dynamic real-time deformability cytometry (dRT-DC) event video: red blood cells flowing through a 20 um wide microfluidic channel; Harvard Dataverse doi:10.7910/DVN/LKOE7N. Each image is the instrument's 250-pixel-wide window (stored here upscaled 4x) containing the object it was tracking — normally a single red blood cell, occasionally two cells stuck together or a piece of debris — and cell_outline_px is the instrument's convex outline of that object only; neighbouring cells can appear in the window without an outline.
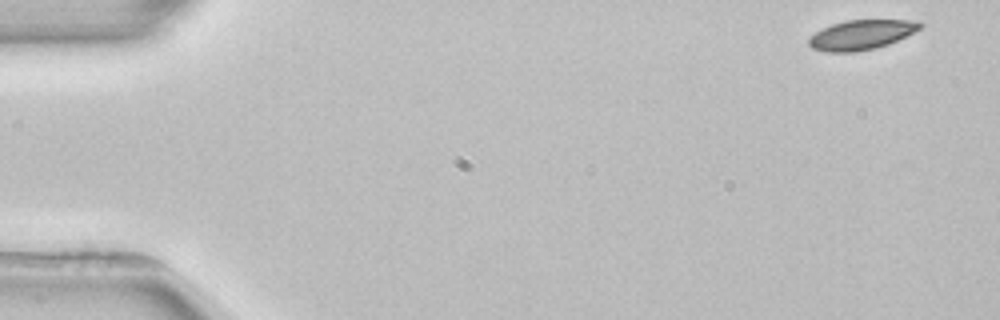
{"species": "common noctule bat (a hibernating species)", "species_latin": "Nyctalus noctula", "temperature_condition": "room temperature", "stored_images_in_passage": 3, "camera_frame_rate_fps": 3000, "um_per_image_px": 0.085, "animal": {"sex": "female", "body_mass_g": 22.7, "forearm_length_mm": 54.2}, "frame": {"image": 1, "passage_image": 1, "time_ms": 0.0, "image_size_px": [1000, 320], "cell_outline_px": [[924, 24], [920, 28], [888, 44], [876, 48], [856, 52], [828, 52], [812, 48], [808, 44], [808, 40], [816, 32], [832, 24], [844, 20], [920, 20]], "centroid_in_image_um": [73.21, 2.95], "position_along_channel_um": 11.8, "area_um2": 19.07}}
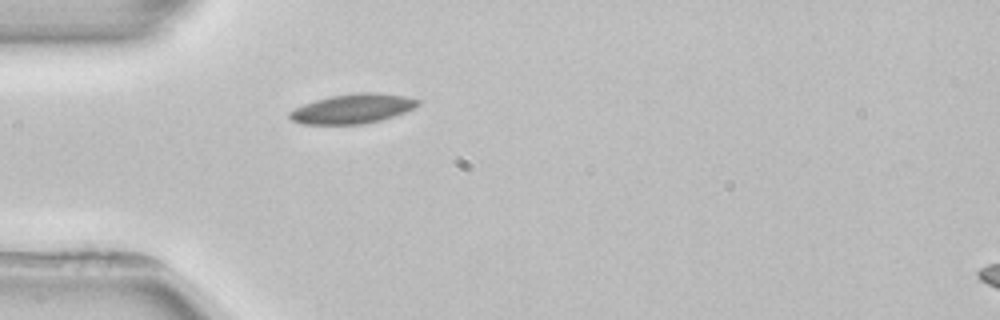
{"frame": {"image": 2, "passage_image": 3, "time_ms": 4.333, "image_size_px": [1000, 320], "cell_outline_px": [[420, 104], [416, 108], [380, 120], [364, 124], [300, 124], [292, 120], [288, 116], [288, 112], [304, 104], [316, 100], [332, 96], [360, 92], [376, 92], [404, 96], [420, 100]], "centroid_in_image_um": [29.98, 9.24], "position_along_channel_um": 55.0, "area_um2": 21.96}}